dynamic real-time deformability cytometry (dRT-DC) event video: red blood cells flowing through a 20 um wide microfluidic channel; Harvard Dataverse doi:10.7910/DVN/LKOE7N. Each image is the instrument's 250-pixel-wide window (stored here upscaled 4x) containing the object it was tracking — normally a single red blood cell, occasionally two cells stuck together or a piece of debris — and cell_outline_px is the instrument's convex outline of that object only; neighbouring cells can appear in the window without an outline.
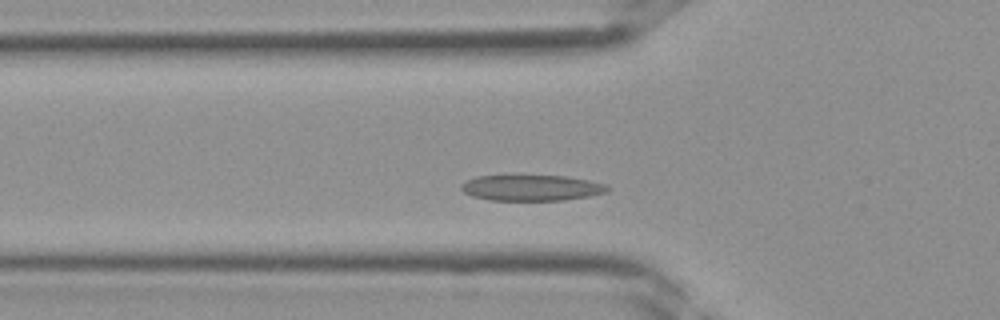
{"species": "Egyptian fruit bat (a non-hibernating species)", "species_latin": "Rousettus aegyptiacus", "temperature_condition": "room temperature", "stored_images_in_passage": 31, "camera_frame_rate_fps": 3000, "um_per_image_px": 0.085, "frame": {"image": 1, "passage_image": 6, "time_ms": 1.667, "image_size_px": [1000, 320], "cell_outline_px": [[612, 188], [604, 192], [588, 196], [564, 200], [488, 200], [472, 196], [464, 192], [460, 188], [460, 184], [476, 176], [568, 176], [588, 180], [604, 184]], "centroid_in_image_um": [45.15, 15.97], "position_along_channel_um": 80.6, "area_um2": 21.85}}
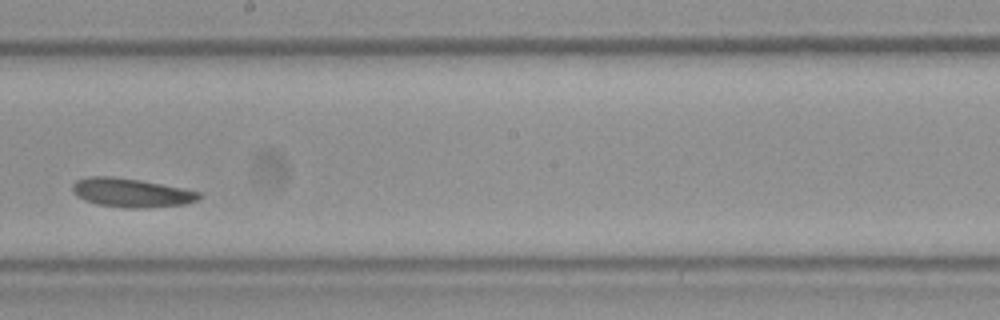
{"frame": {"image": 2, "passage_image": 15, "time_ms": 4.667, "image_size_px": [1000, 320], "cell_outline_px": [[200, 196], [196, 200], [184, 204], [144, 208], [124, 208], [96, 204], [84, 200], [76, 196], [72, 192], [72, 184], [76, 180], [88, 176], [116, 176], [140, 180], [200, 192]], "centroid_in_image_um": [11.07, 16.38], "position_along_channel_um": 237.1, "area_um2": 21.27}}
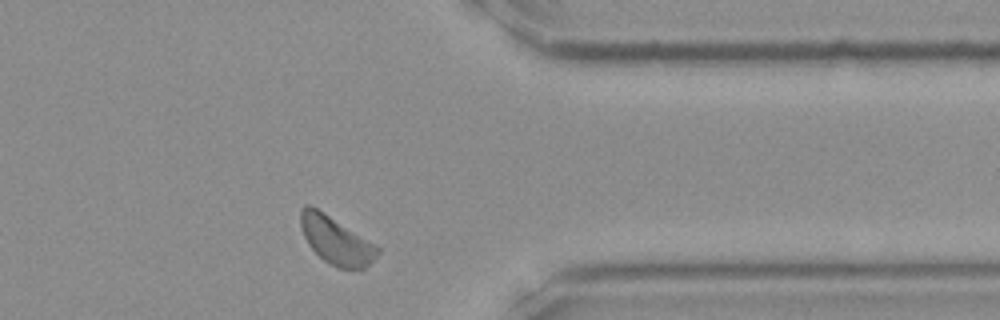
{"frame": {"image": 3, "passage_image": 24, "time_ms": 7.667, "image_size_px": [1000, 320], "cell_outline_px": [[380, 252], [364, 268], [340, 268], [324, 260], [308, 244], [304, 236], [300, 224], [300, 208], [304, 204], [308, 204], [316, 208], [376, 244], [380, 248]], "centroid_in_image_um": [28.55, 20.41], "position_along_channel_um": 382.9, "area_um2": 20.92}}